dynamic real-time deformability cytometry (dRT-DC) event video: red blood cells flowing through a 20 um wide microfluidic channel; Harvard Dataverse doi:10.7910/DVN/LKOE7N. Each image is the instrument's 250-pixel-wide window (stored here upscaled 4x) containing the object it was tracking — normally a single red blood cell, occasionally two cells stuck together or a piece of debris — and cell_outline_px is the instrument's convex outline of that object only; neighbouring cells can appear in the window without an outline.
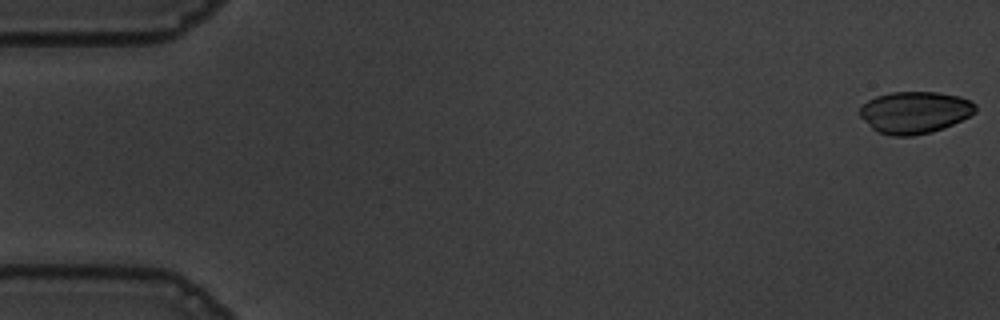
{"species": "common noctule bat (a hibernating species)", "species_latin": "Nyctalus noctula", "temperature_condition": "warm", "stored_images_in_passage": 54, "camera_frame_rate_fps": 3000, "um_per_image_px": 0.085, "animal": {"sex": "male", "body_mass_g": 19.5, "forearm_length_mm": 54.6}, "frame": {"image": 1, "passage_image": 1, "time_ms": 0.0, "image_size_px": [1000, 320], "cell_outline_px": [[976, 112], [944, 128], [932, 132], [912, 136], [892, 136], [876, 132], [860, 116], [860, 108], [868, 100], [876, 96], [892, 92], [940, 92], [960, 96], [976, 104]], "centroid_in_image_um": [77.75, 9.55], "position_along_channel_um": 7.3, "area_um2": 28.26}}
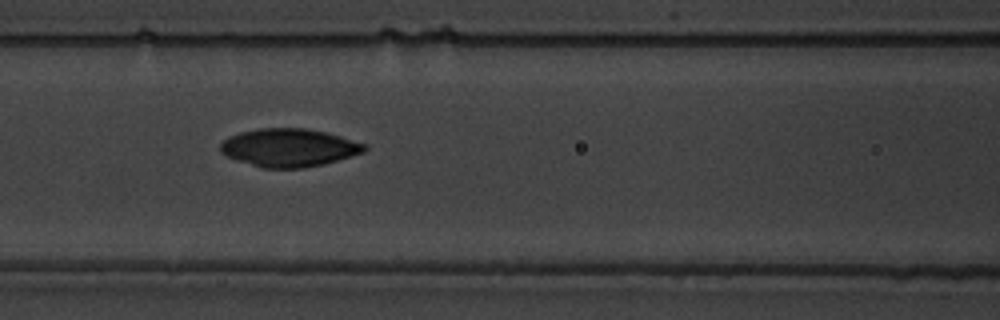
{"frame": {"image": 2, "passage_image": 24, "time_ms": 7.667, "image_size_px": [1000, 320], "cell_outline_px": [[368, 148], [364, 152], [324, 164], [304, 168], [264, 168], [228, 156], [220, 152], [220, 144], [228, 136], [240, 132], [260, 128], [304, 128], [324, 132], [340, 136], [368, 144]], "centroid_in_image_um": [24.59, 12.54], "position_along_channel_um": 142.0, "area_um2": 31.79}}
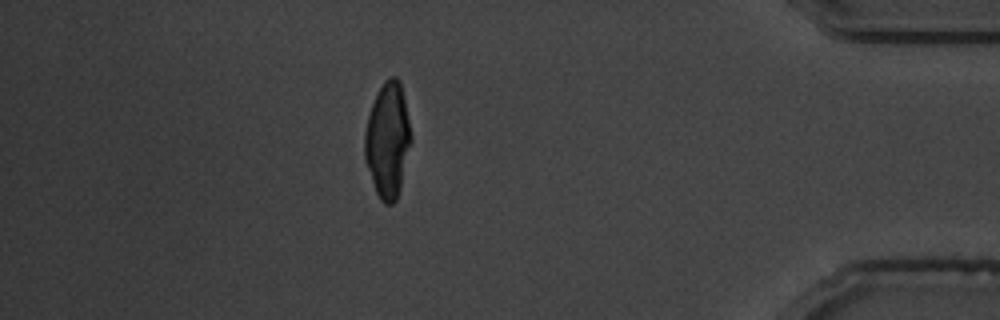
{"frame": {"image": 3, "passage_image": 49, "time_ms": 16.0, "image_size_px": [1000, 320], "cell_outline_px": [[412, 140], [400, 188], [396, 200], [392, 204], [384, 204], [380, 200], [376, 192], [364, 160], [364, 132], [368, 116], [372, 104], [384, 80], [388, 76], [396, 76], [400, 80], [404, 96], [412, 136]], "centroid_in_image_um": [32.95, 11.91], "position_along_channel_um": 402.2, "area_um2": 31.33}}